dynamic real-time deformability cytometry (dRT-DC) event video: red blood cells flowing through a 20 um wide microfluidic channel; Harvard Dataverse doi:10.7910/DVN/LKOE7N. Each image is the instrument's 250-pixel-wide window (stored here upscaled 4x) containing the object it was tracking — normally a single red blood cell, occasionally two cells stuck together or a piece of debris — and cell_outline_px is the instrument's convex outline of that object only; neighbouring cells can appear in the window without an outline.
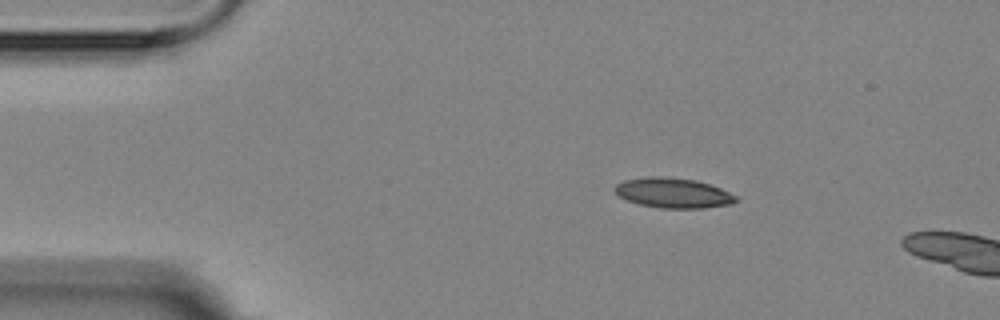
{"species": "Egyptian fruit bat (a non-hibernating species)", "species_latin": "Rousettus aegyptiacus", "temperature_condition": "room temperature", "stored_images_in_passage": 4, "camera_frame_rate_fps": 3000, "um_per_image_px": 0.085, "animal": {"sex": "female"}, "frame": {"image": 1, "passage_image": 2, "time_ms": 1.333, "image_size_px": [1000, 320], "cell_outline_px": [[740, 200], [732, 204], [704, 208], [660, 208], [640, 204], [628, 200], [620, 196], [612, 188], [616, 184], [624, 180], [648, 176], [664, 176], [696, 180], [720, 188], [736, 196]], "centroid_in_image_um": [57.22, 16.39], "position_along_channel_um": 27.8, "area_um2": 21.21}}